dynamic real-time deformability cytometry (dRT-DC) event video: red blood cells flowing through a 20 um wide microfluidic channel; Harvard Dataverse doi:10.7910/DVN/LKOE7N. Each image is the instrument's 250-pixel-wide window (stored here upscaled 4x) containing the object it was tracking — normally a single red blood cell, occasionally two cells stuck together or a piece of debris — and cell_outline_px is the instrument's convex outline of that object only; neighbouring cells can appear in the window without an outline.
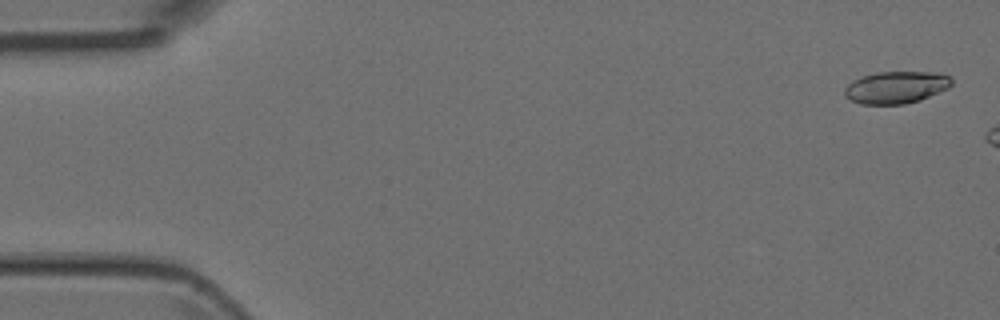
{"species": "Egyptian fruit bat (a non-hibernating species)", "species_latin": "Rousettus aegyptiacus", "temperature_condition": "room temperature", "stored_images_in_passage": 2, "camera_frame_rate_fps": 3000, "um_per_image_px": 0.085, "animal": {"sex": "female"}, "frame": {"image": 1, "passage_image": 1, "time_ms": 0.0, "image_size_px": [1000, 320], "cell_outline_px": [[952, 84], [948, 88], [920, 100], [904, 104], [860, 104], [844, 96], [844, 88], [852, 80], [864, 76], [880, 72], [940, 72], [948, 76], [952, 80]], "centroid_in_image_um": [76.17, 7.42], "position_along_channel_um": 8.8, "area_um2": 20.0}}